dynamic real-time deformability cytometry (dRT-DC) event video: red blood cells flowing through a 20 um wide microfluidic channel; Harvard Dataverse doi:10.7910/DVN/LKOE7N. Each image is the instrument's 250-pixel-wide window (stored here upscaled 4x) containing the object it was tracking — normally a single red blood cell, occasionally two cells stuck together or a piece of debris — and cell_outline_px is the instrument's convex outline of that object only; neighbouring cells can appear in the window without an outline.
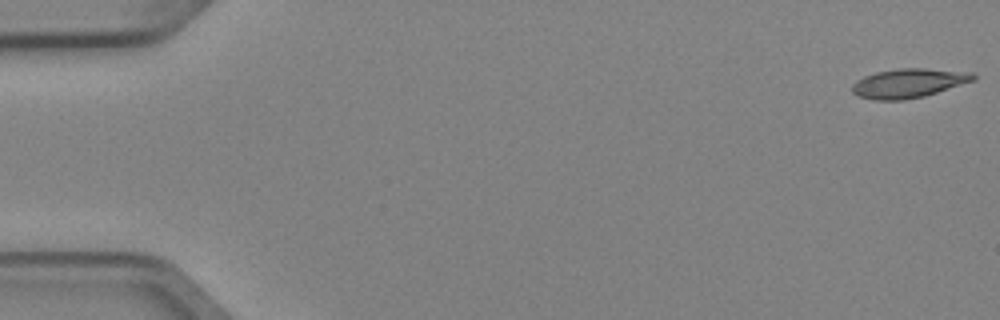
{"species": "Egyptian fruit bat (a non-hibernating species)", "species_latin": "Rousettus aegyptiacus", "temperature_condition": "cold", "stored_images_in_passage": 5, "camera_frame_rate_fps": 3000, "um_per_image_px": 0.085, "animal": {"sex": "female"}, "frame": {"image": 1, "passage_image": 1, "time_ms": 0.0, "image_size_px": [1000, 320], "cell_outline_px": [[976, 80], [924, 96], [904, 100], [876, 100], [860, 96], [852, 92], [852, 84], [856, 80], [864, 76], [876, 72], [900, 68], [924, 68], [972, 72], [976, 76]], "centroid_in_image_um": [77.24, 7.06], "position_along_channel_um": 7.8, "area_um2": 20.58}}